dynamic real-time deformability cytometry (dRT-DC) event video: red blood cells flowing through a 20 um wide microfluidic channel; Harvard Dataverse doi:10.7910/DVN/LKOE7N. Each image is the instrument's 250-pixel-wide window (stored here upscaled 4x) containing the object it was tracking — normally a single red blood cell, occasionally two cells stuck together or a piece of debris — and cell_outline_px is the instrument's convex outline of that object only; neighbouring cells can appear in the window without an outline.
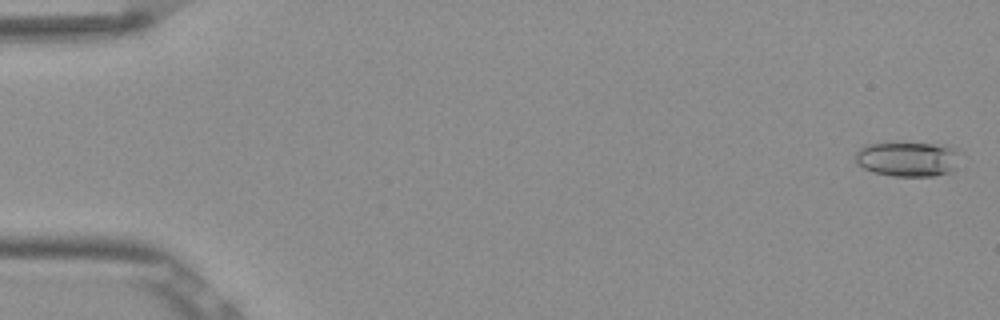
{"species": "Egyptian fruit bat (a non-hibernating species)", "species_latin": "Rousettus aegyptiacus", "temperature_condition": "room temperature", "stored_images_in_passage": 52, "camera_frame_rate_fps": 3000, "um_per_image_px": 0.085, "frame": {"image": 1, "passage_image": 1, "time_ms": 0.0, "image_size_px": [1000, 320], "cell_outline_px": [[964, 152], [956, 168], [948, 172], [936, 176], [892, 176], [872, 172], [864, 168], [856, 160], [856, 152], [860, 148], [868, 144], [944, 144], [960, 148]], "centroid_in_image_um": [77.3, 13.52], "position_along_channel_um": 7.7, "area_um2": 21.5}}
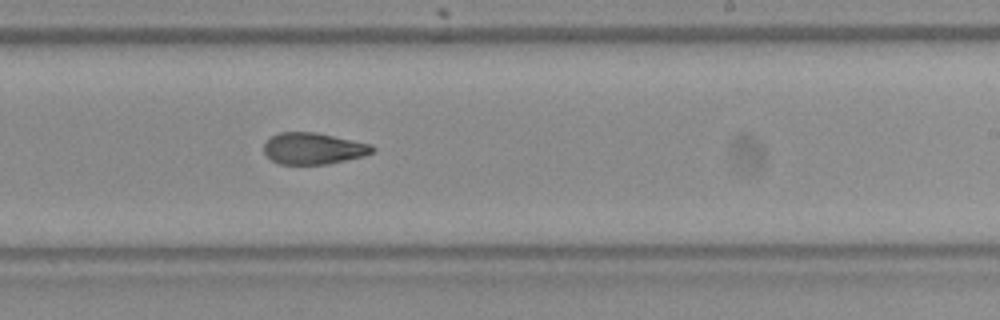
{"frame": {"image": 2, "passage_image": 32, "time_ms": 10.333, "image_size_px": [1000, 320], "cell_outline_px": [[376, 148], [372, 152], [364, 156], [328, 164], [280, 164], [272, 160], [264, 152], [264, 144], [272, 136], [280, 132], [316, 132], [372, 144]], "centroid_in_image_um": [26.66, 12.62], "position_along_channel_um": 262.3, "area_um2": 19.88}}
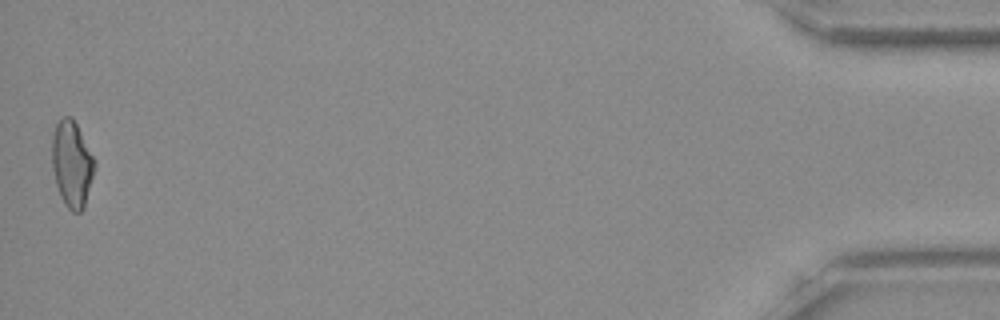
{"frame": {"image": 3, "passage_image": 52, "time_ms": 17.0, "image_size_px": [1000, 320], "cell_outline_px": [[96, 164], [84, 208], [80, 212], [72, 212], [64, 204], [60, 196], [56, 184], [52, 168], [52, 136], [56, 124], [60, 116], [72, 116], [96, 160]], "centroid_in_image_um": [6.11, 13.92], "position_along_channel_um": 429.1, "area_um2": 21.62}, "authors_computed_cell_mechanics": {"area_um2": 20.7502, "velocity_mm_per_s": 3.8947, "shape_relaxation_time_tau1_ms": null, "shape_relaxation_time_tau2_ms": 3.5881, "deformation_change_tau1": null, "deformation_change_tau2": 0.1039}}